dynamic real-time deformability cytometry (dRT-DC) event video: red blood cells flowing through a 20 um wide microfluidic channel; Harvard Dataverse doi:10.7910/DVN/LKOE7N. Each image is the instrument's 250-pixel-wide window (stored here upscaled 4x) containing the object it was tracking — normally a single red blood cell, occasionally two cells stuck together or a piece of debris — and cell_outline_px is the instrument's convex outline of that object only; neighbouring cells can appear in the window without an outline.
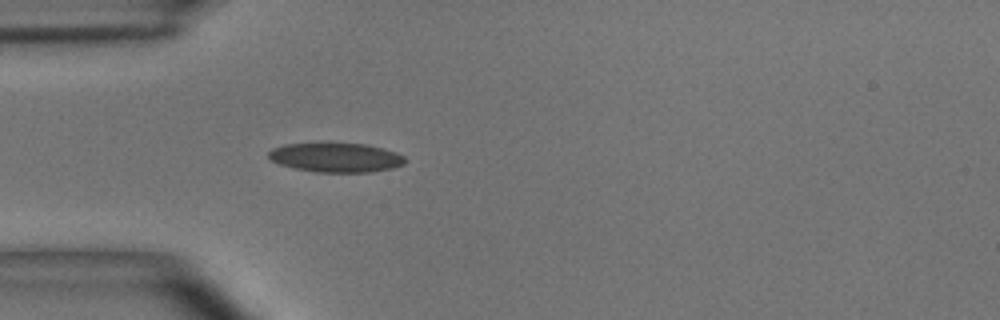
{"species": "common noctule bat (a hibernating species)", "species_latin": "Nyctalus noctula", "temperature_condition": "room temperature", "stored_images_in_passage": 39, "camera_frame_rate_fps": 3000, "um_per_image_px": 0.085, "animal": {"sex": "male", "body_mass_g": 15.6}, "frame": {"image": 1, "passage_image": 1, "time_ms": 0.0, "image_size_px": [1000, 320], "cell_outline_px": [[408, 160], [404, 164], [392, 168], [372, 172], [316, 172], [296, 168], [280, 164], [272, 160], [268, 156], [268, 152], [272, 148], [284, 144], [328, 140], [368, 144], [384, 148], [396, 152], [404, 156]], "centroid_in_image_um": [28.56, 13.33], "position_along_channel_um": 56.4, "area_um2": 24.39}}
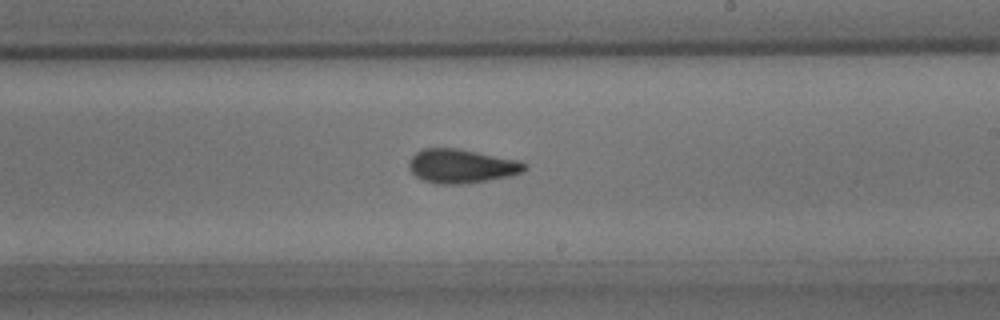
{"frame": {"image": 2, "passage_image": 17, "time_ms": 5.333, "image_size_px": [1000, 320], "cell_outline_px": [[524, 168], [520, 172], [508, 176], [488, 180], [464, 184], [436, 184], [424, 180], [416, 176], [408, 168], [408, 164], [412, 156], [416, 152], [424, 148], [460, 148], [520, 160], [524, 164]], "centroid_in_image_um": [39.18, 14.11], "position_along_channel_um": 249.8, "area_um2": 22.83}}
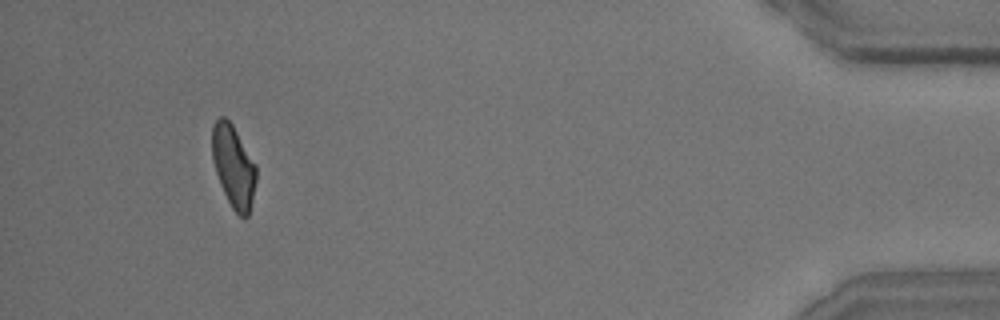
{"frame": {"image": 3, "passage_image": 36, "time_ms": 11.667, "image_size_px": [1000, 320], "cell_outline_px": [[256, 180], [252, 200], [248, 216], [244, 220], [232, 208], [220, 184], [212, 160], [212, 128], [216, 120], [220, 116], [224, 116], [232, 124], [256, 164]], "centroid_in_image_um": [19.85, 14.14], "position_along_channel_um": 415.4, "area_um2": 21.04}, "authors_computed_cell_mechanics": {"area_um2": 22.1374, "velocity_mm_per_s": 3.6879, "shape_relaxation_time_tau1_ms": 6.4263, "shape_relaxation_time_tau2_ms": 2.3283, "deformation_change_tau1": 0.1704, "deformation_change_tau2": 0.0884}}